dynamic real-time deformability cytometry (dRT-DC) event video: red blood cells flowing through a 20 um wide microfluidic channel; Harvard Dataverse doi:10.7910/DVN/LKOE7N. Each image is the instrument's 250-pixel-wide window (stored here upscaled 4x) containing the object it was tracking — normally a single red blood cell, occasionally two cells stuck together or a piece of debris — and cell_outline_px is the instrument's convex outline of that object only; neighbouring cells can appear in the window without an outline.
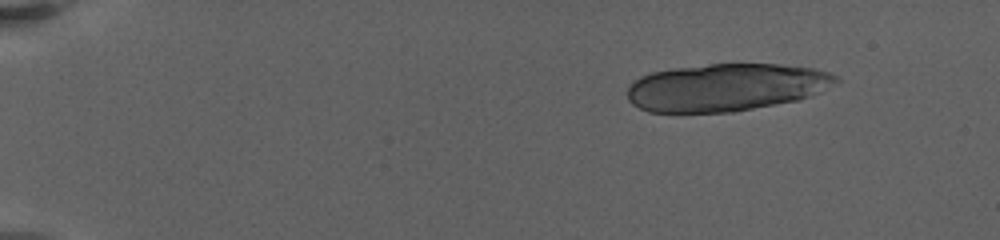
{"species": "human", "species_latin": "Homo sapiens", "temperature_condition": "warm", "stored_images_in_passage": 19, "camera_frame_rate_fps": 3000, "um_per_image_px": 0.085, "donor": {"sex": "female"}, "frame": {"image": 1, "passage_image": 1, "time_ms": 0.0, "image_size_px": [1000, 240], "cell_outline_px": [[840, 80], [808, 96], [796, 100], [732, 112], [648, 112], [632, 104], [628, 100], [628, 88], [640, 76], [652, 72], [676, 68], [708, 64], [780, 64], [812, 68], [828, 72], [836, 76]], "centroid_in_image_um": [61.66, 7.42], "position_along_channel_um": 23.3, "area_um2": 57.16}}